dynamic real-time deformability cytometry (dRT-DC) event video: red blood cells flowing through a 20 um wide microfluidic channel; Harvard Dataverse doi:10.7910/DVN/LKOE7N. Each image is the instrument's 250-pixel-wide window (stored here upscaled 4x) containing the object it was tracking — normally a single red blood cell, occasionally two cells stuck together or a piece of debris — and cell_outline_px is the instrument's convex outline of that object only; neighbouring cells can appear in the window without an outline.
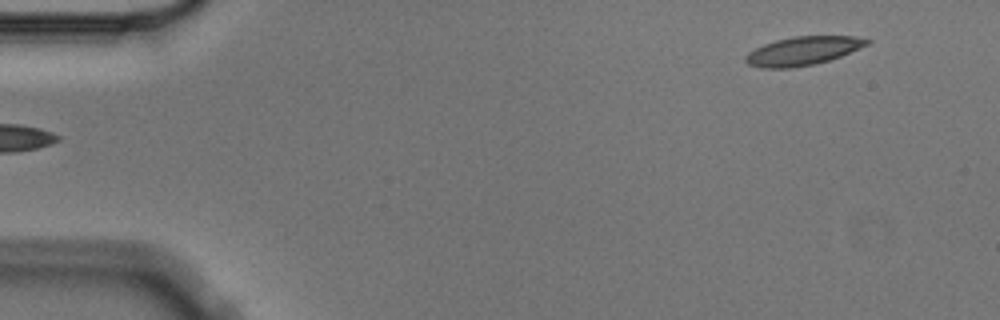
{"species": "Egyptian fruit bat (a non-hibernating species)", "species_latin": "Rousettus aegyptiacus", "temperature_condition": "cold", "stored_images_in_passage": 2, "camera_frame_rate_fps": 3000, "um_per_image_px": 0.085, "animal": {"sex": "male"}, "frame": {"image": 1, "passage_image": 2, "time_ms": 0.333, "image_size_px": [1000, 320], "cell_outline_px": [[872, 40], [868, 44], [840, 56], [828, 60], [812, 64], [788, 68], [760, 68], [748, 64], [744, 60], [744, 56], [748, 52], [764, 44], [776, 40], [792, 36], [856, 36]], "centroid_in_image_um": [68.21, 4.32], "position_along_channel_um": 16.8, "area_um2": 20.06}}